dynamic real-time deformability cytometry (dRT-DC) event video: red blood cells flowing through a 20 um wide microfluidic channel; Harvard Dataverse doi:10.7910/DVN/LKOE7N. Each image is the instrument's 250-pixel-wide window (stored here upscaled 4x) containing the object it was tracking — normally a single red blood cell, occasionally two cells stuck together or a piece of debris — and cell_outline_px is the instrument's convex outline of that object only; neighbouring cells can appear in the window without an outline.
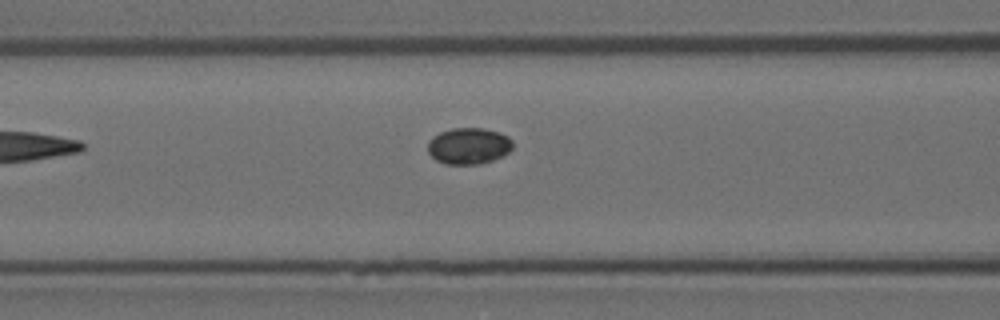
{"species": "Egyptian fruit bat (a non-hibernating species)", "species_latin": "Rousettus aegyptiacus", "temperature_condition": "room temperature", "stored_images_in_passage": 3, "camera_frame_rate_fps": 3000, "um_per_image_px": 0.085, "animal": {"sex": "female"}, "frame": {"image": 1, "passage_image": 3, "time_ms": 0.667, "image_size_px": [1000, 320], "cell_outline_px": [[512, 148], [504, 156], [480, 164], [444, 164], [436, 160], [428, 152], [428, 140], [432, 136], [440, 132], [452, 128], [484, 128], [508, 136], [512, 140]], "centroid_in_image_um": [39.82, 12.41], "position_along_channel_um": 126.8, "area_um2": 18.09}}